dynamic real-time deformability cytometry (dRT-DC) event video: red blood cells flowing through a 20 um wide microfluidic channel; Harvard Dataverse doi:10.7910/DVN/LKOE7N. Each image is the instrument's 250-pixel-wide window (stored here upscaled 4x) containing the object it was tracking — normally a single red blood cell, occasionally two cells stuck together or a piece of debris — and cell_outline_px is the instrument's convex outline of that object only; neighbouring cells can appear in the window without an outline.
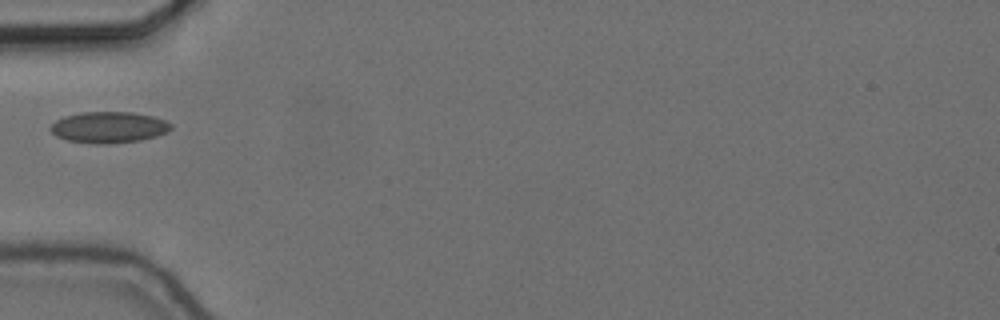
{"species": "common noctule bat (a hibernating species)", "species_latin": "Nyctalus noctula", "temperature_condition": "cold", "stored_images_in_passage": 37, "camera_frame_rate_fps": 3000, "um_per_image_px": 0.085, "animal": {"sex": "female", "body_mass_g": 24.6, "forearm_length_mm": 56.2}, "frame": {"image": 1, "passage_image": 1, "time_ms": 0.0, "image_size_px": [1000, 320], "cell_outline_px": [[172, 128], [168, 132], [156, 136], [140, 140], [108, 144], [96, 144], [68, 140], [56, 136], [48, 128], [56, 120], [64, 116], [80, 112], [132, 112], [152, 116], [164, 120], [172, 124]], "centroid_in_image_um": [9.24, 10.82], "position_along_channel_um": 75.8, "area_um2": 21.96}}
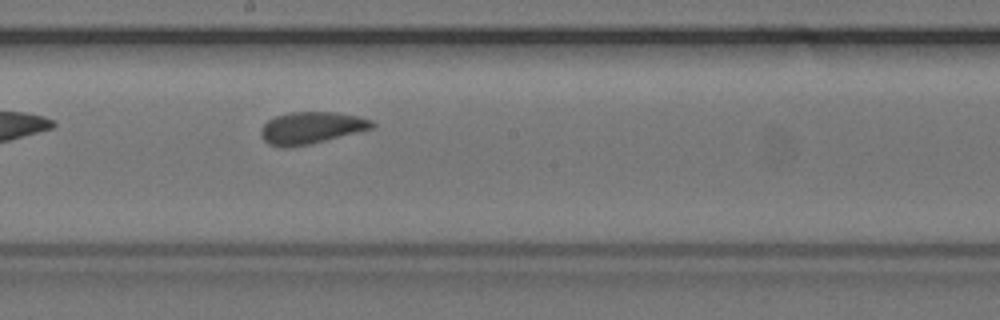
{"frame": {"image": 2, "passage_image": 13, "time_ms": 4.0, "image_size_px": [1000, 320], "cell_outline_px": [[376, 124], [372, 128], [308, 144], [288, 148], [280, 148], [268, 144], [260, 136], [260, 128], [268, 120], [276, 116], [292, 112], [336, 112], [356, 116], [372, 120]], "centroid_in_image_um": [26.39, 10.87], "position_along_channel_um": 221.8, "area_um2": 20.52}}
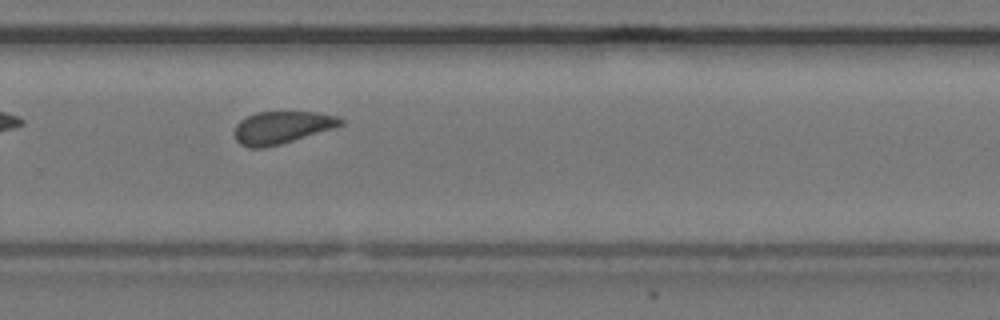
{"frame": {"image": 3, "passage_image": 20, "time_ms": 6.333, "image_size_px": [1000, 320], "cell_outline_px": [[344, 124], [332, 128], [280, 144], [264, 148], [248, 148], [240, 144], [236, 140], [236, 124], [240, 120], [256, 112], [320, 112], [336, 116], [344, 120]], "centroid_in_image_um": [23.95, 10.83], "position_along_channel_um": 305.8, "area_um2": 19.83}}